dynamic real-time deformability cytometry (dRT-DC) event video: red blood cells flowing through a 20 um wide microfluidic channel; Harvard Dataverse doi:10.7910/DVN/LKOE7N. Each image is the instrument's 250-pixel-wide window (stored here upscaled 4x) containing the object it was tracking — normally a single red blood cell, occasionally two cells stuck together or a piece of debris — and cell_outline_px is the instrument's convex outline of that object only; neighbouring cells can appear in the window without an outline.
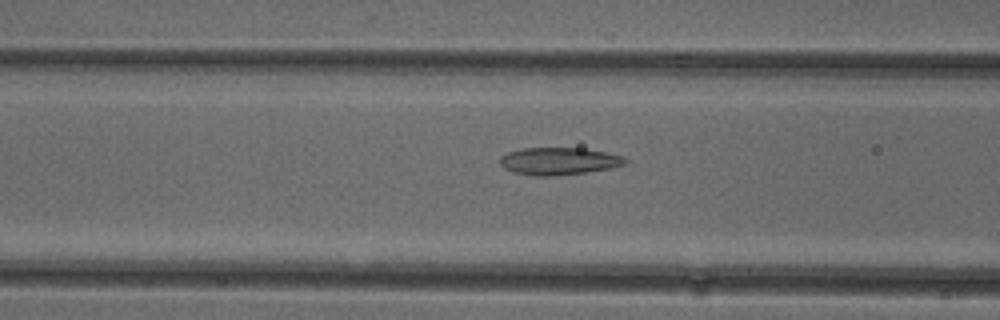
{"species": "common noctule bat (a hibernating species)", "species_latin": "Nyctalus noctula", "temperature_condition": "cold", "stored_images_in_passage": 51, "camera_frame_rate_fps": 3000, "um_per_image_px": 0.085, "animal": {"sex": "female"}, "frame": {"image": 1, "passage_image": 20, "time_ms": 6.333, "image_size_px": [1000, 320], "cell_outline_px": [[628, 164], [608, 168], [584, 172], [552, 176], [536, 176], [512, 172], [504, 168], [500, 164], [500, 156], [508, 152], [520, 148], [584, 148], [624, 156], [628, 160]], "centroid_in_image_um": [47.48, 13.69], "position_along_channel_um": 119.1, "area_um2": 20.0}}
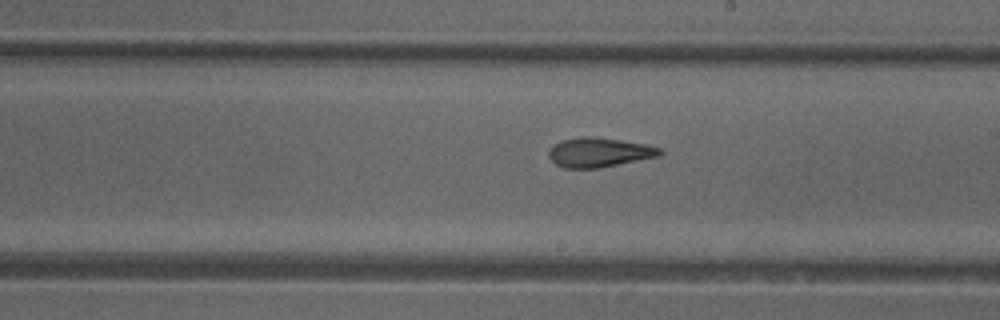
{"frame": {"image": 2, "passage_image": 29, "time_ms": 9.333, "image_size_px": [1000, 320], "cell_outline_px": [[664, 152], [660, 156], [596, 168], [564, 168], [556, 164], [548, 156], [548, 152], [552, 144], [560, 140], [580, 136], [592, 136], [620, 140], [644, 144], [660, 148]], "centroid_in_image_um": [50.88, 12.94], "position_along_channel_um": 238.1, "area_um2": 19.07}}
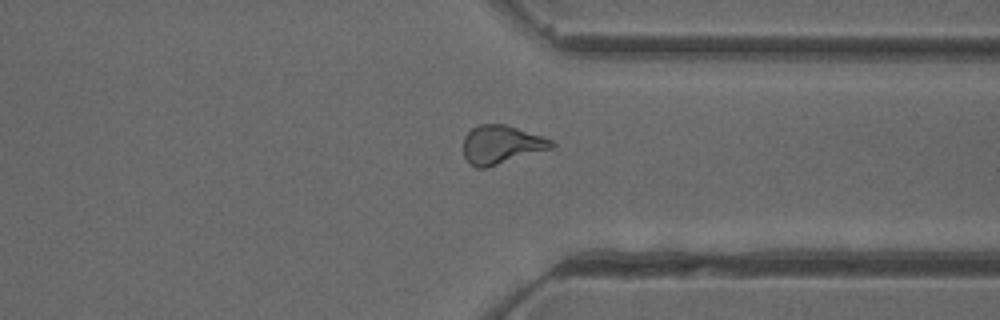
{"frame": {"image": 3, "passage_image": 39, "time_ms": 12.667, "image_size_px": [1000, 320], "cell_outline_px": [[556, 144], [552, 148], [484, 168], [476, 168], [468, 164], [464, 156], [464, 136], [472, 128], [480, 124], [504, 124], [552, 140]], "centroid_in_image_um": [42.57, 12.3], "position_along_channel_um": 368.8, "area_um2": 19.48}, "authors_computed_cell_mechanics": {"area_um2": 19.7676, "velocity_mm_per_s": 3.966, "shape_relaxation_time_tau1_ms": 6.7448, "shape_relaxation_time_tau2_ms": 2.2005, "deformation_change_tau1": 0.1657, "deformation_change_tau2": 0.1109}}